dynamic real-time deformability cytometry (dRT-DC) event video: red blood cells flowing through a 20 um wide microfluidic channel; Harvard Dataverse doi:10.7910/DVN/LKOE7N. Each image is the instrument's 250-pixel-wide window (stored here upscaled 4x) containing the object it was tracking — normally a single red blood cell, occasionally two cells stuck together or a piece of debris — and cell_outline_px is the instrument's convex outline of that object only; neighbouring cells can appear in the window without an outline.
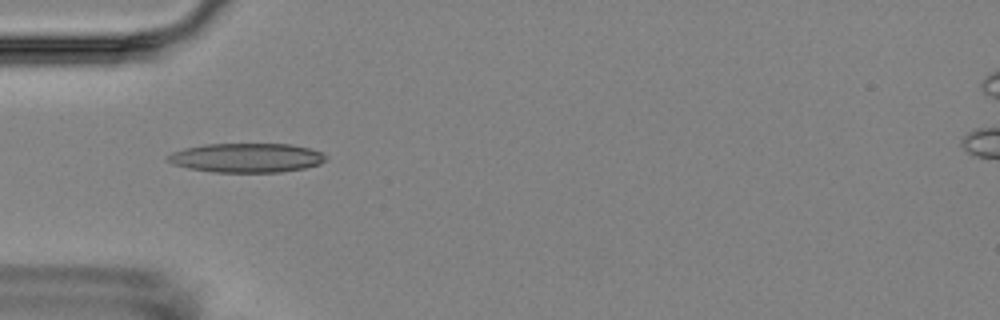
{"species": "Egyptian fruit bat (a non-hibernating species)", "species_latin": "Rousettus aegyptiacus", "temperature_condition": "room temperature", "stored_images_in_passage": 6, "camera_frame_rate_fps": 3000, "um_per_image_px": 0.085, "animal": {"sex": "female"}, "frame": {"image": 1, "passage_image": 5, "time_ms": 4.333, "image_size_px": [1000, 320], "cell_outline_px": [[328, 156], [320, 164], [304, 168], [280, 172], [212, 172], [188, 168], [172, 164], [164, 160], [164, 156], [172, 152], [184, 148], [204, 144], [292, 144], [324, 152]], "centroid_in_image_um": [20.92, 13.41], "position_along_channel_um": 64.1, "area_um2": 27.22}}
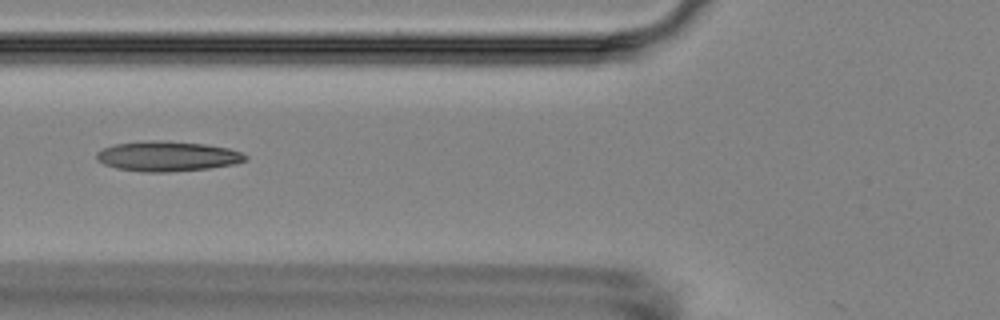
{"frame": {"image": 2, "passage_image": 6, "time_ms": 5.667, "image_size_px": [1000, 320], "cell_outline_px": [[248, 160], [236, 164], [208, 168], [168, 172], [144, 172], [116, 168], [104, 164], [96, 160], [96, 152], [104, 148], [116, 144], [152, 140], [164, 140], [208, 144], [228, 148], [240, 152], [248, 156]], "centroid_in_image_um": [14.25, 13.28], "position_along_channel_um": 111.5, "area_um2": 26.18}}